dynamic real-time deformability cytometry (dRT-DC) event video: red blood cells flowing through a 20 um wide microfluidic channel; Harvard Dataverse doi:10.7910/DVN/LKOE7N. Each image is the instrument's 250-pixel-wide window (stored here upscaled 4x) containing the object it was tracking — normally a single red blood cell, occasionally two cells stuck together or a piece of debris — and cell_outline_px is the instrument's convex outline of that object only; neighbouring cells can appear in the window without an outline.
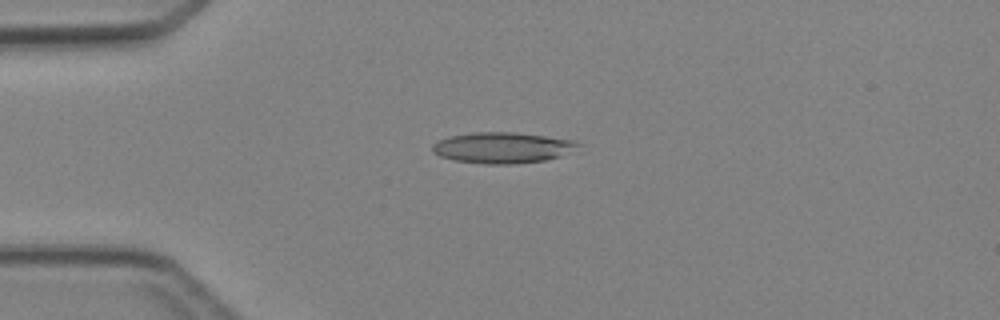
{"species": "Egyptian fruit bat (a non-hibernating species)", "species_latin": "Rousettus aegyptiacus", "temperature_condition": "cold", "stored_images_in_passage": 5, "camera_frame_rate_fps": 3000, "um_per_image_px": 0.085, "animal": {"sex": "female"}, "frame": {"image": 1, "passage_image": 3, "time_ms": 3.333, "image_size_px": [1000, 320], "cell_outline_px": [[584, 144], [560, 156], [544, 160], [516, 164], [484, 164], [452, 160], [440, 156], [432, 152], [432, 144], [448, 136], [472, 132], [516, 132], [576, 140]], "centroid_in_image_um": [42.7, 12.55], "position_along_channel_um": 42.3, "area_um2": 26.47}}
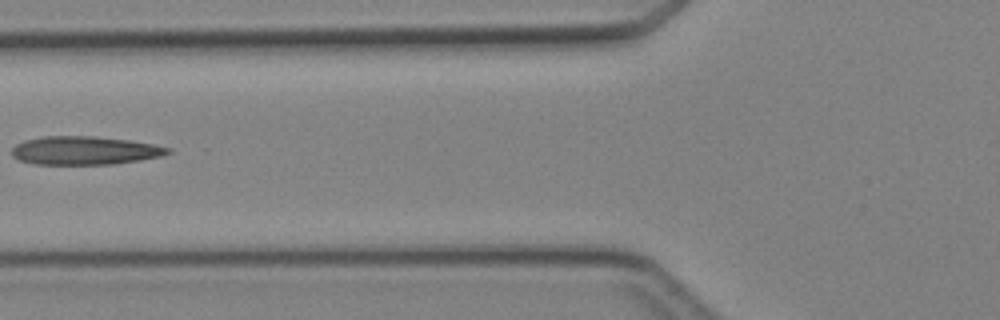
{"frame": {"image": 2, "passage_image": 5, "time_ms": 5.667, "image_size_px": [1000, 320], "cell_outline_px": [[172, 152], [160, 156], [140, 160], [112, 164], [36, 164], [20, 160], [12, 156], [12, 148], [16, 144], [24, 140], [44, 136], [96, 136], [128, 140], [152, 144], [172, 148]], "centroid_in_image_um": [7.2, 12.79], "position_along_channel_um": 118.6, "area_um2": 25.78}}